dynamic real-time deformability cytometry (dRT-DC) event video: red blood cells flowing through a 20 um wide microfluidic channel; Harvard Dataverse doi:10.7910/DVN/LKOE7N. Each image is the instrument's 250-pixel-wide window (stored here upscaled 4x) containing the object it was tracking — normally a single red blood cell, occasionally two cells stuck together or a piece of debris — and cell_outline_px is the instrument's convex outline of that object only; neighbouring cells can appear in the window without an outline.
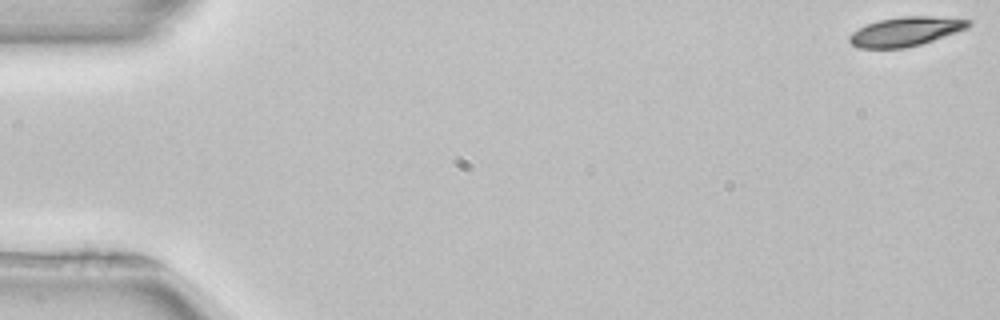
{"species": "common noctule bat (a hibernating species)", "species_latin": "Nyctalus noctula", "temperature_condition": "room temperature", "stored_images_in_passage": 52, "camera_frame_rate_fps": 3000, "um_per_image_px": 0.085, "animal": {"sex": "female", "body_mass_g": 22.7, "forearm_length_mm": 54.2}, "frame": {"image": 1, "passage_image": 1, "time_ms": 0.0, "image_size_px": [1000, 320], "cell_outline_px": [[972, 24], [968, 28], [920, 44], [904, 48], [856, 48], [848, 40], [848, 36], [852, 32], [876, 20], [900, 16], [932, 16], [972, 20]], "centroid_in_image_um": [76.96, 2.67], "position_along_channel_um": 8.0, "area_um2": 20.23}}
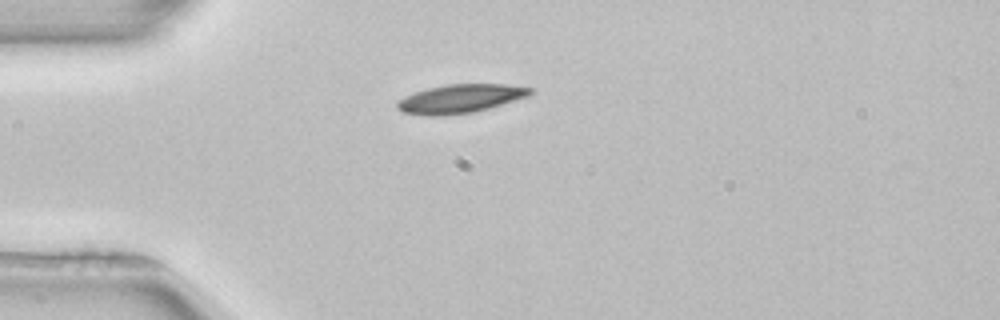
{"frame": {"image": 2, "passage_image": 14, "time_ms": 4.333, "image_size_px": [1000, 320], "cell_outline_px": [[532, 92], [528, 96], [488, 108], [472, 112], [444, 116], [428, 116], [404, 112], [396, 108], [396, 100], [404, 96], [428, 88], [444, 84], [508, 84], [532, 88]], "centroid_in_image_um": [39.08, 8.38], "position_along_channel_um": 45.9, "area_um2": 22.2}}
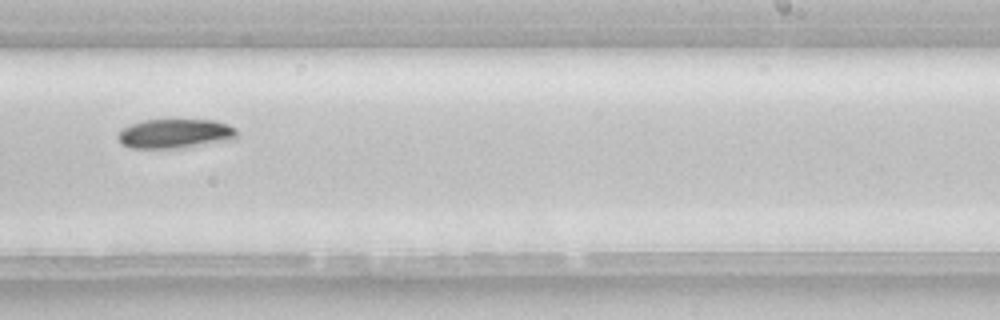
{"frame": {"image": 3, "passage_image": 33, "time_ms": 10.667, "image_size_px": [1000, 320], "cell_outline_px": [[236, 136], [232, 140], [188, 148], [132, 148], [120, 144], [116, 136], [120, 128], [128, 124], [144, 120], [212, 120], [228, 124], [236, 128]], "centroid_in_image_um": [14.84, 11.37], "position_along_channel_um": 274.2, "area_um2": 20.81}, "authors_computed_cell_mechanics": {"area_um2": 20.4901, "velocity_mm_per_s": 3.9224, "shape_relaxation_time_tau1_ms": 1.5256, "shape_relaxation_time_tau2_ms": null, "deformation_change_tau1": 0.0912, "deformation_change_tau2": null}}